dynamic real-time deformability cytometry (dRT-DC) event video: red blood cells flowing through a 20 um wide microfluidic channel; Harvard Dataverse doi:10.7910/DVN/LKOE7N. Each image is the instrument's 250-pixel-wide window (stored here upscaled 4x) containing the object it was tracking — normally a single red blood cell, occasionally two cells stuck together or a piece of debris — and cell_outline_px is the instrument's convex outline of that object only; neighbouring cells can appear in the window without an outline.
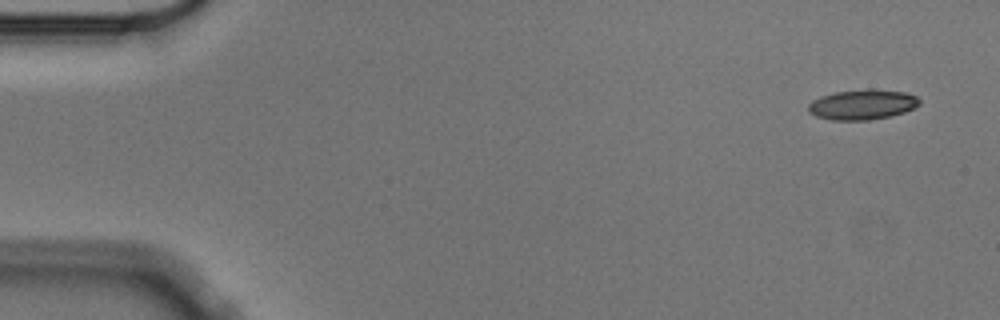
{"species": "Egyptian fruit bat (a non-hibernating species)", "species_latin": "Rousettus aegyptiacus", "temperature_condition": "cold", "stored_images_in_passage": 5, "segment_of_instrument_passage": [2, 2], "camera_frame_rate_fps": 3000, "um_per_image_px": 0.085, "animal": {"sex": "male"}, "frame": {"image": 1, "passage_image": 5, "time_ms": 1.333, "image_size_px": [1000, 320], "cell_outline_px": [[920, 104], [916, 108], [892, 116], [868, 120], [832, 120], [816, 116], [808, 112], [808, 104], [812, 100], [820, 96], [836, 92], [868, 88], [872, 88], [904, 92], [916, 96], [920, 100]], "centroid_in_image_um": [73.31, 8.88], "position_along_channel_um": 11.7, "area_um2": 19.77}}